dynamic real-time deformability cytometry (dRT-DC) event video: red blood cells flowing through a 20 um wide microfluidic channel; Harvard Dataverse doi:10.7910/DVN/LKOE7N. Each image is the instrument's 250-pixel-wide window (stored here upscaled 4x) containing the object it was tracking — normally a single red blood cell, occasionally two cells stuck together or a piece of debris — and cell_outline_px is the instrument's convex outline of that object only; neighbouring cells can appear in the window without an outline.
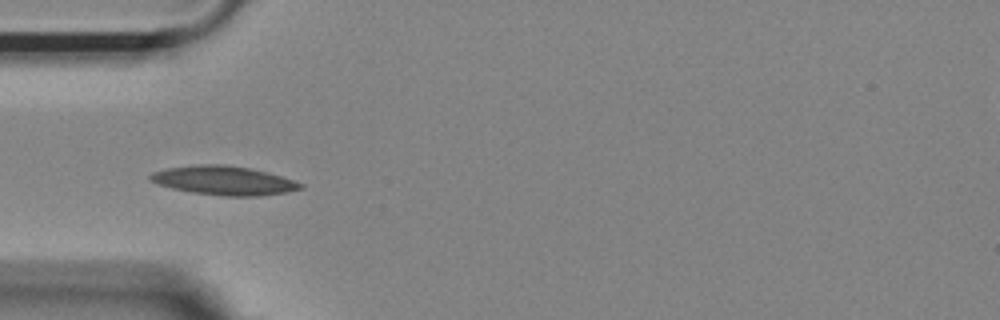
{"species": "Egyptian fruit bat (a non-hibernating species)", "species_latin": "Rousettus aegyptiacus", "temperature_condition": "room temperature", "stored_images_in_passage": 8, "camera_frame_rate_fps": 3000, "um_per_image_px": 0.085, "animal": {"sex": "female"}, "frame": {"image": 1, "passage_image": 1, "time_ms": 0.0, "image_size_px": [1000, 320], "cell_outline_px": [[304, 188], [288, 192], [260, 196], [224, 196], [192, 192], [172, 188], [148, 180], [148, 176], [152, 172], [168, 168], [200, 164], [224, 164], [248, 168], [268, 172], [304, 184]], "centroid_in_image_um": [19.04, 15.34], "position_along_channel_um": 66.0, "area_um2": 25.26}}
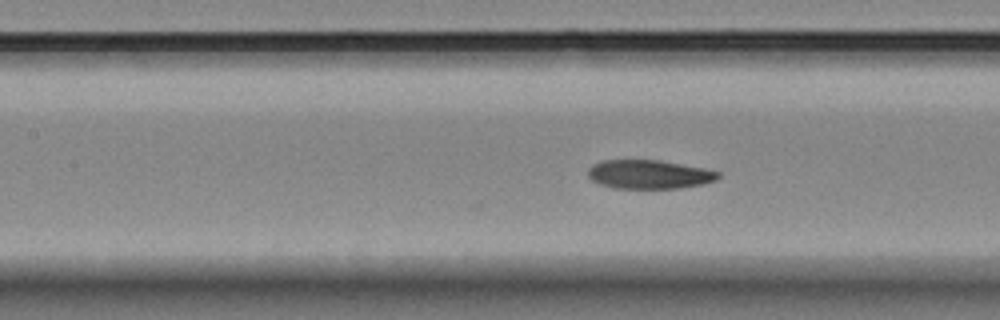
{"frame": {"image": 2, "passage_image": 8, "time_ms": 2.333, "image_size_px": [1000, 320], "cell_outline_px": [[720, 176], [716, 180], [704, 184], [680, 188], [616, 188], [600, 184], [592, 180], [588, 176], [588, 168], [592, 164], [604, 160], [660, 160], [704, 168], [720, 172]], "centroid_in_image_um": [55.19, 14.82], "position_along_channel_um": 152.2, "area_um2": 21.91}}